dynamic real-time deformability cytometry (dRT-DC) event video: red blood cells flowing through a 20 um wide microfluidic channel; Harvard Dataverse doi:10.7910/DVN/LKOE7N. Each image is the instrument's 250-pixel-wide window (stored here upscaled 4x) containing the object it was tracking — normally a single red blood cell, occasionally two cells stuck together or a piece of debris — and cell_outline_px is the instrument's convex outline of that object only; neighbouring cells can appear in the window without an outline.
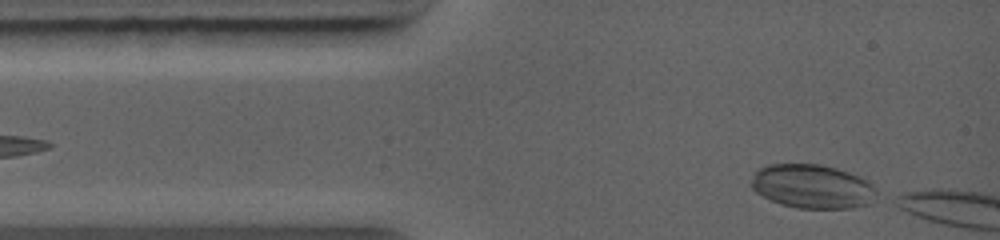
{"species": "common noctule bat (a hibernating species)", "species_latin": "Nyctalus noctula", "temperature_condition": "warm", "stored_images_in_passage": 2, "camera_frame_rate_fps": 5000, "um_per_image_px": 0.085, "animal": {"sex": "female", "body_mass_g": 19.0, "forearm_length_mm": 56.7}, "frame": {"image": 1, "passage_image": 1, "time_ms": 0.0, "image_size_px": [1000, 240], "cell_outline_px": [[876, 196], [868, 204], [852, 208], [796, 208], [780, 204], [756, 192], [752, 188], [752, 180], [756, 172], [760, 168], [768, 164], [820, 164], [836, 168], [860, 176], [868, 180], [876, 188]], "centroid_in_image_um": [69.08, 15.85], "position_along_channel_um": 15.9, "area_um2": 32.02}}